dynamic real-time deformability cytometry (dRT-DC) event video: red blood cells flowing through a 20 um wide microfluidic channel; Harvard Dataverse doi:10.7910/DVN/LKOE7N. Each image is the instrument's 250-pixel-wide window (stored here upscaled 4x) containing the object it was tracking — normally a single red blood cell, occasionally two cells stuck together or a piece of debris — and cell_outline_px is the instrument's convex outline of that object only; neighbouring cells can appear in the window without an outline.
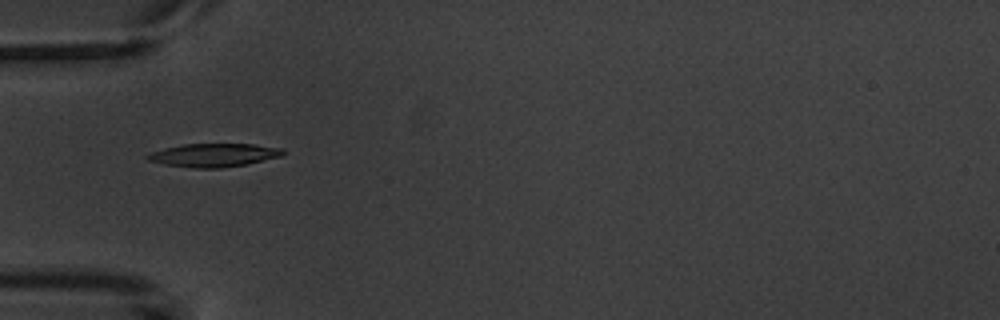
{"species": "common noctule bat (a hibernating species)", "species_latin": "Nyctalus noctula", "temperature_condition": "warm", "stored_images_in_passage": 3, "camera_frame_rate_fps": 3000, "um_per_image_px": 0.085, "animal": {"sex": "male", "body_mass_g": 20.1, "forearm_length_mm": 53.5}, "frame": {"image": 1, "passage_image": 1, "time_ms": 0.0, "image_size_px": [1000, 320], "cell_outline_px": [[284, 156], [244, 164], [220, 168], [192, 168], [164, 164], [148, 160], [144, 156], [152, 152], [164, 148], [184, 144], [252, 144], [284, 148]], "centroid_in_image_um": [18.19, 13.18], "position_along_channel_um": 66.8, "area_um2": 18.38}}
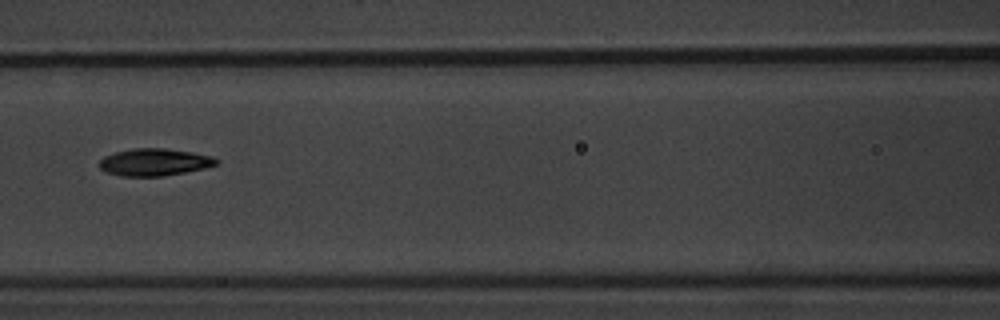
{"frame": {"image": 2, "passage_image": 3, "time_ms": 2.333, "image_size_px": [1000, 320], "cell_outline_px": [[220, 160], [216, 164], [204, 168], [184, 172], [160, 176], [120, 176], [104, 172], [100, 168], [100, 160], [104, 156], [116, 152], [132, 148], [164, 148], [192, 152], [212, 156]], "centroid_in_image_um": [13.1, 13.78], "position_along_channel_um": 153.5, "area_um2": 18.5}}